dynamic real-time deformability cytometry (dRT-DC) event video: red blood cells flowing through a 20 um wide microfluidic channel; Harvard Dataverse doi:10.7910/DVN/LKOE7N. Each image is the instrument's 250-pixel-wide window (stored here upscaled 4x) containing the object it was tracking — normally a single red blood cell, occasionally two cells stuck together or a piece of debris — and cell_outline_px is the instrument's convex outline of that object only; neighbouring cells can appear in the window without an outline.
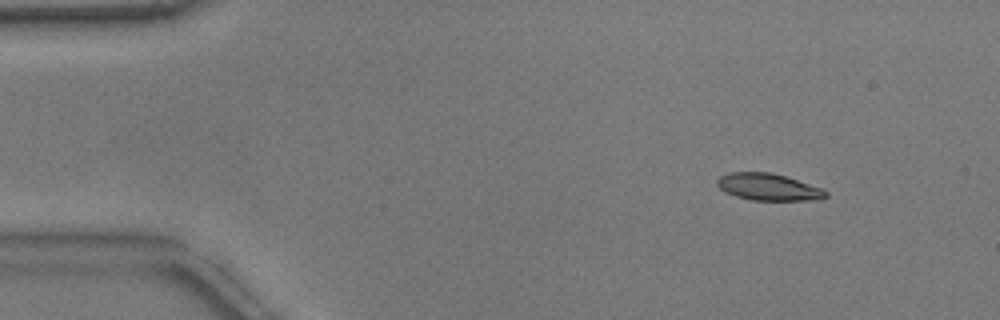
{"species": "common noctule bat (a hibernating species)", "species_latin": "Nyctalus noctula", "temperature_condition": "warm", "stored_images_in_passage": 53, "camera_frame_rate_fps": 3000, "um_per_image_px": 0.085, "animal": {"sex": "male", "body_mass_g": 17.9}, "frame": {"image": 1, "passage_image": 6, "time_ms": 1.667, "image_size_px": [1000, 320], "cell_outline_px": [[828, 196], [820, 200], [752, 200], [736, 196], [724, 192], [716, 184], [716, 180], [720, 176], [728, 172], [772, 172], [820, 188], [828, 192]], "centroid_in_image_um": [65.28, 15.9], "position_along_channel_um": 19.7, "area_um2": 16.99}}
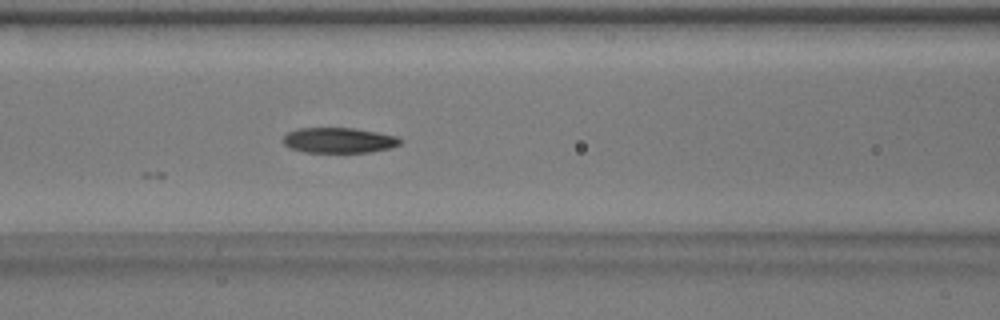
{"frame": {"image": 2, "passage_image": 22, "time_ms": 7.0, "image_size_px": [1000, 320], "cell_outline_px": [[404, 140], [400, 144], [388, 148], [368, 152], [304, 152], [288, 148], [284, 144], [284, 136], [288, 132], [300, 128], [356, 128], [396, 136]], "centroid_in_image_um": [28.79, 11.92], "position_along_channel_um": 137.8, "area_um2": 17.22}}
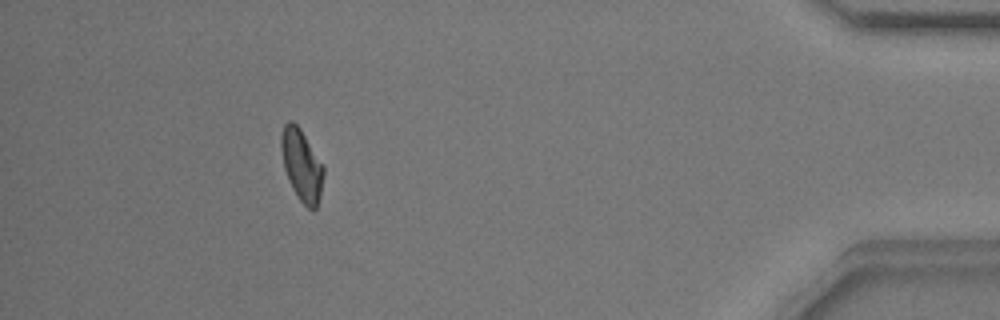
{"frame": {"image": 3, "passage_image": 48, "time_ms": 15.667, "image_size_px": [1000, 320], "cell_outline_px": [[324, 176], [320, 196], [316, 208], [312, 212], [300, 200], [292, 188], [288, 180], [284, 168], [280, 148], [280, 136], [284, 124], [288, 120], [292, 120], [300, 128], [324, 168]], "centroid_in_image_um": [25.62, 14.04], "position_along_channel_um": 409.6, "area_um2": 17.69}}